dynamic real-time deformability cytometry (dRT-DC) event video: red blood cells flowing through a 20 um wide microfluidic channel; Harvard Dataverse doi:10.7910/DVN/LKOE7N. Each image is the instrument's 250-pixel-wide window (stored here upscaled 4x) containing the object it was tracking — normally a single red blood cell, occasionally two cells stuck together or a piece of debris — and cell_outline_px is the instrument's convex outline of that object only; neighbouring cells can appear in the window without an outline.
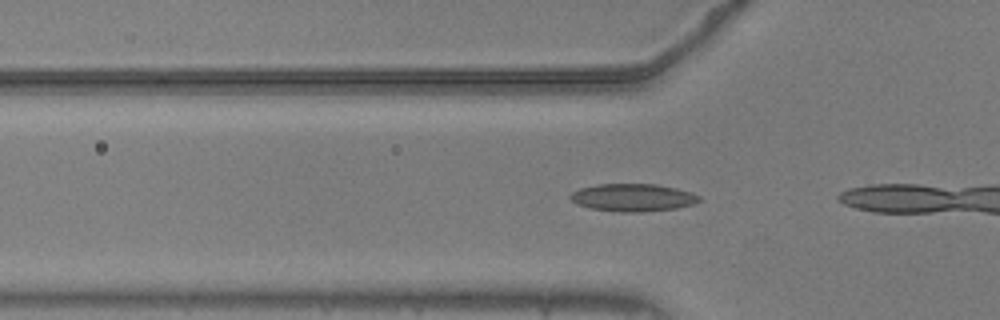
{"species": "common noctule bat (a hibernating species)", "species_latin": "Nyctalus noctula", "temperature_condition": "warm", "stored_images_in_passage": 12, "camera_frame_rate_fps": 3000, "um_per_image_px": 0.085, "animal": {"sex": "male", "body_mass_g": 20.5, "forearm_length_mm": 52.5}, "frame": {"image": 1, "passage_image": 4, "time_ms": 1.0, "image_size_px": [1000, 320], "cell_outline_px": [[700, 200], [696, 204], [676, 208], [644, 212], [616, 212], [588, 208], [576, 204], [568, 196], [572, 192], [580, 188], [600, 184], [656, 184], [676, 188], [692, 192], [700, 196]], "centroid_in_image_um": [53.8, 16.8], "position_along_channel_um": 72.0, "area_um2": 20.98}}